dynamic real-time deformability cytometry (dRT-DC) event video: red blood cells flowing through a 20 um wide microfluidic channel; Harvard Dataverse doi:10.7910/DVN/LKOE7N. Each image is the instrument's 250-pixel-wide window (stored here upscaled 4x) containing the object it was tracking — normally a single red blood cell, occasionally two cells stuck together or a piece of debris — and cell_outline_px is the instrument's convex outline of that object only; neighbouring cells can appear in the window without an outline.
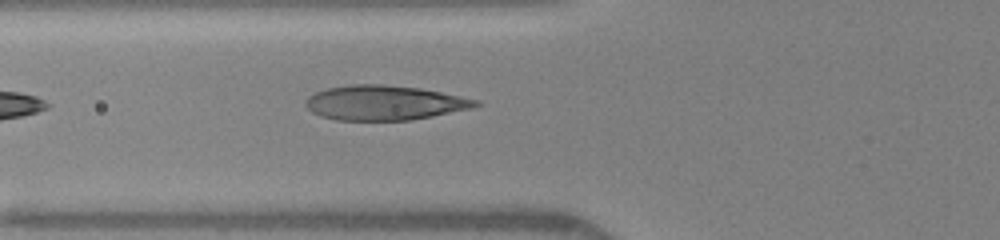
{"species": "human", "species_latin": "Homo sapiens", "temperature_condition": "warm", "stored_images_in_passage": 15, "camera_frame_rate_fps": 3000, "um_per_image_px": 0.085, "donor": {"sex": "female"}, "frame": {"image": 1, "passage_image": 3, "time_ms": 0.667, "image_size_px": [1000, 240], "cell_outline_px": [[480, 104], [472, 108], [412, 120], [336, 120], [320, 116], [312, 112], [304, 104], [308, 96], [316, 92], [328, 88], [352, 84], [384, 84], [420, 88], [480, 100]], "centroid_in_image_um": [32.66, 8.73], "position_along_channel_um": 93.1, "area_um2": 34.33}}
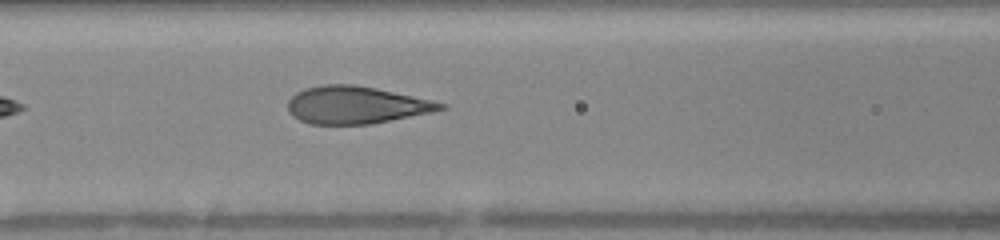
{"frame": {"image": 2, "passage_image": 7, "time_ms": 1.667, "image_size_px": [1000, 240], "cell_outline_px": [[448, 108], [432, 112], [372, 124], [308, 124], [292, 116], [288, 112], [288, 100], [296, 92], [304, 88], [324, 84], [356, 84], [376, 88], [432, 100], [448, 104]], "centroid_in_image_um": [30.26, 8.92], "position_along_channel_um": 136.3, "area_um2": 33.52}}